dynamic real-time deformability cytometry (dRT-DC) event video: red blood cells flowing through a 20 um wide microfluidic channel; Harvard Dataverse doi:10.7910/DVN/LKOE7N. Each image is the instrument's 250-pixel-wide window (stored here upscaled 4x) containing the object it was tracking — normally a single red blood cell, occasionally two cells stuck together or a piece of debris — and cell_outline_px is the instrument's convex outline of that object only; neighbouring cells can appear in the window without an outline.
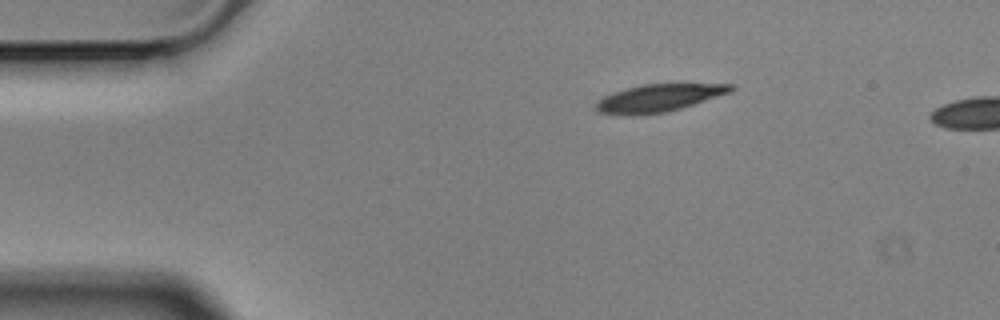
{"species": "Egyptian fruit bat (a non-hibernating species)", "species_latin": "Rousettus aegyptiacus", "temperature_condition": "cold", "stored_images_in_passage": 4, "camera_frame_rate_fps": 3000, "um_per_image_px": 0.085, "animal": {"sex": "male"}, "frame": {"image": 1, "passage_image": 1, "time_ms": 0.0, "image_size_px": [1000, 320], "cell_outline_px": [[736, 88], [732, 92], [668, 112], [640, 116], [624, 116], [600, 112], [596, 108], [596, 104], [604, 96], [612, 92], [640, 84], [736, 84]], "centroid_in_image_um": [56.01, 8.34], "position_along_channel_um": 29.0, "area_um2": 21.91}}